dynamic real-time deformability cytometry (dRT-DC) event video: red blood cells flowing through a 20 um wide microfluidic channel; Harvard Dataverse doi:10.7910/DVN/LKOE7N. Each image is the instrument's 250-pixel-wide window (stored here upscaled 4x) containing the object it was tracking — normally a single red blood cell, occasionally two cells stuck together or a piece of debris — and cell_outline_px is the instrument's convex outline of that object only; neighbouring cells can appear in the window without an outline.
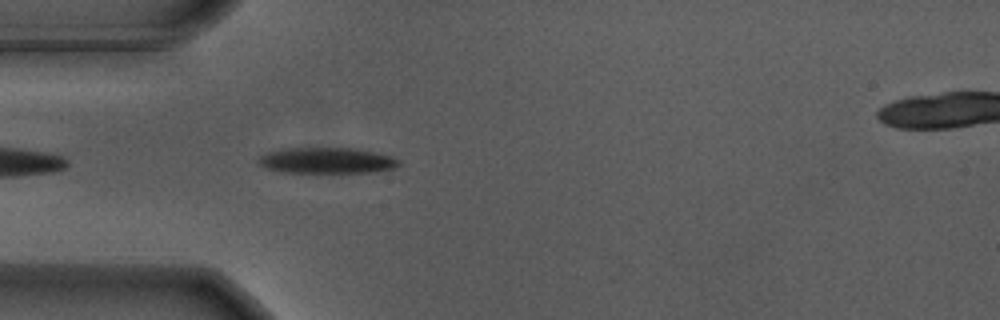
{"species": "Egyptian fruit bat (a non-hibernating species)", "species_latin": "Rousettus aegyptiacus", "temperature_condition": "warm", "stored_images_in_passage": 42, "camera_frame_rate_fps": 3000, "um_per_image_px": 0.085, "animal": {"sex": "male"}, "frame": {"image": 1, "passage_image": 3, "time_ms": 0.667, "image_size_px": [1000, 320], "cell_outline_px": [[400, 164], [392, 168], [376, 172], [284, 172], [268, 168], [260, 164], [256, 160], [260, 156], [268, 152], [284, 148], [356, 148], [392, 156], [400, 160]], "centroid_in_image_um": [27.8, 13.63], "position_along_channel_um": 57.2, "area_um2": 21.04}}
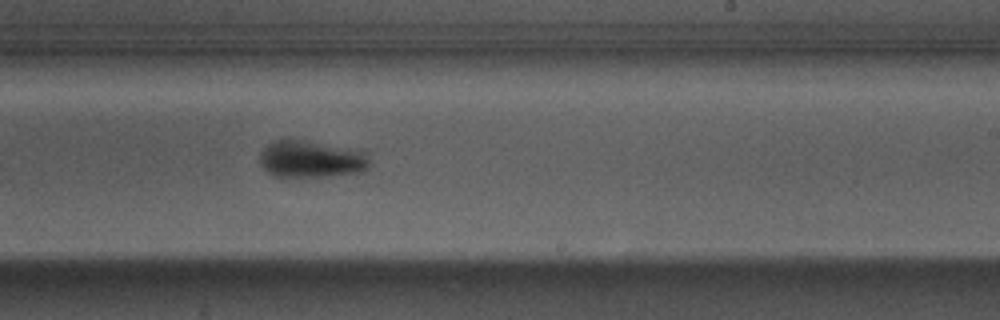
{"frame": {"image": 2, "passage_image": 20, "time_ms": 6.333, "image_size_px": [1000, 320], "cell_outline_px": [[372, 164], [364, 172], [324, 176], [272, 176], [260, 164], [260, 152], [272, 140], [300, 140], [368, 148]], "centroid_in_image_um": [26.61, 13.49], "position_along_channel_um": 262.4, "area_um2": 24.62}}
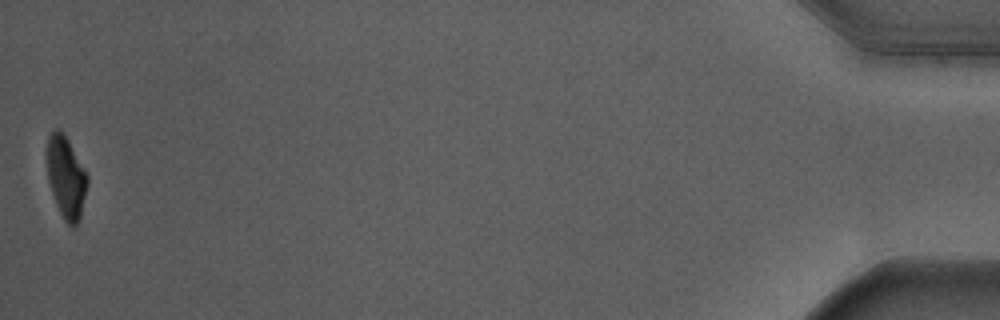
{"frame": {"image": 3, "passage_image": 42, "time_ms": 13.667, "image_size_px": [1000, 320], "cell_outline_px": [[88, 184], [80, 220], [72, 228], [64, 220], [56, 204], [48, 180], [44, 152], [48, 136], [56, 128], [60, 128], [68, 140], [88, 176]], "centroid_in_image_um": [5.58, 15.04], "position_along_channel_um": 429.6, "area_um2": 19.65}, "authors_computed_cell_mechanics": {"area_um2": 23.0044, "velocity_mm_per_s": 3.6888, "shape_relaxation_time_tau1_ms": 2.3003, "shape_relaxation_time_tau2_ms": null, "deformation_change_tau1": 0.1653, "deformation_change_tau2": null}}